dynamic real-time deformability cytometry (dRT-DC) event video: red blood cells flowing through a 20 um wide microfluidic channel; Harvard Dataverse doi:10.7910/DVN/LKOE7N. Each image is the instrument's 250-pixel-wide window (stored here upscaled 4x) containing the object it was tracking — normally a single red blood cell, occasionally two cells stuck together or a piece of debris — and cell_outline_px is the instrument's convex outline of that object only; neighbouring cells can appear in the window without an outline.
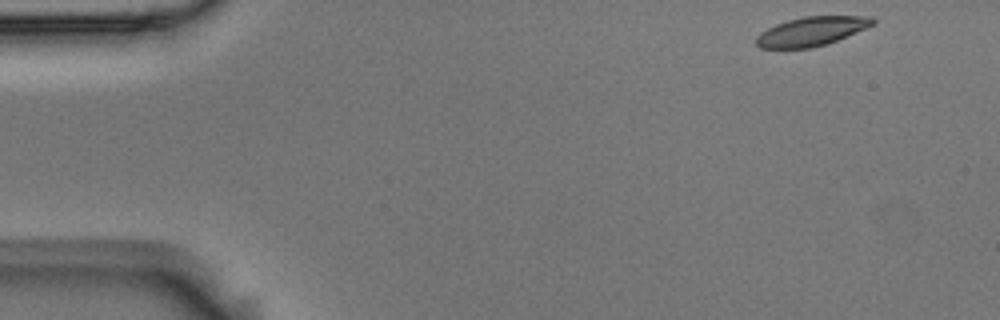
{"species": "Egyptian fruit bat (a non-hibernating species)", "species_latin": "Rousettus aegyptiacus", "temperature_condition": "room temperature", "stored_images_in_passage": 8, "camera_frame_rate_fps": 3000, "um_per_image_px": 0.085, "animal": {"sex": "male"}, "frame": {"image": 1, "passage_image": 1, "time_ms": 0.0, "image_size_px": [1000, 320], "cell_outline_px": [[876, 24], [836, 40], [812, 48], [760, 48], [756, 44], [756, 36], [760, 32], [776, 24], [788, 20], [804, 16], [872, 16], [876, 20]], "centroid_in_image_um": [68.98, 2.65], "position_along_channel_um": 16.0, "area_um2": 19.65}}
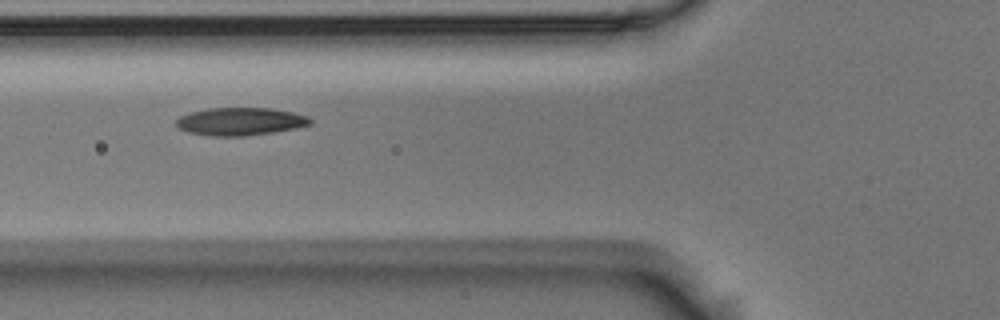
{"frame": {"image": 2, "passage_image": 5, "time_ms": 1.333, "image_size_px": [1000, 320], "cell_outline_px": [[312, 124], [296, 128], [272, 132], [244, 136], [212, 136], [188, 132], [180, 128], [176, 124], [176, 120], [180, 116], [192, 112], [208, 108], [272, 108], [292, 112], [308, 116], [312, 120]], "centroid_in_image_um": [20.45, 10.32], "position_along_channel_um": 105.4, "area_um2": 21.62}}
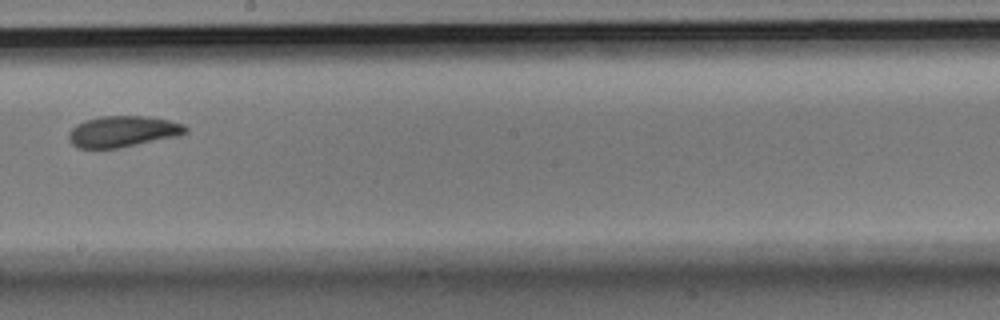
{"frame": {"image": 3, "passage_image": 8, "time_ms": 2.333, "image_size_px": [1000, 320], "cell_outline_px": [[188, 132], [180, 136], [120, 148], [76, 148], [68, 140], [68, 132], [76, 124], [100, 116], [148, 116], [168, 120], [184, 124], [188, 128]], "centroid_in_image_um": [10.46, 11.18], "position_along_channel_um": 237.7, "area_um2": 21.44}}